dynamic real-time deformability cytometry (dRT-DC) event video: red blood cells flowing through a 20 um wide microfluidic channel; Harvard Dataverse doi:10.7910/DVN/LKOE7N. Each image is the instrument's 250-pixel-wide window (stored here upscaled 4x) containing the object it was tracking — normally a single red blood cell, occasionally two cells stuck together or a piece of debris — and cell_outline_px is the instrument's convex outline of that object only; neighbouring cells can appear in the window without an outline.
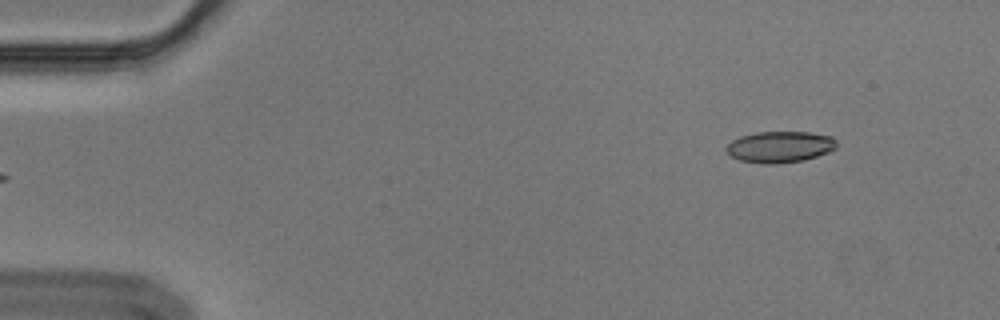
{"species": "Egyptian fruit bat (a non-hibernating species)", "species_latin": "Rousettus aegyptiacus", "temperature_condition": "cold", "stored_images_in_passage": 4, "segment_of_instrument_passage": [2, 2], "camera_frame_rate_fps": 3000, "um_per_image_px": 0.085, "animal": {"sex": "male"}, "frame": {"image": 1, "passage_image": 4, "time_ms": 1.0, "image_size_px": [1000, 320], "cell_outline_px": [[836, 148], [828, 152], [804, 160], [776, 164], [764, 164], [740, 160], [732, 156], [724, 148], [732, 140], [740, 136], [756, 132], [808, 132], [832, 136], [836, 140]], "centroid_in_image_um": [66.29, 12.48], "position_along_channel_um": 18.7, "area_um2": 20.11}}